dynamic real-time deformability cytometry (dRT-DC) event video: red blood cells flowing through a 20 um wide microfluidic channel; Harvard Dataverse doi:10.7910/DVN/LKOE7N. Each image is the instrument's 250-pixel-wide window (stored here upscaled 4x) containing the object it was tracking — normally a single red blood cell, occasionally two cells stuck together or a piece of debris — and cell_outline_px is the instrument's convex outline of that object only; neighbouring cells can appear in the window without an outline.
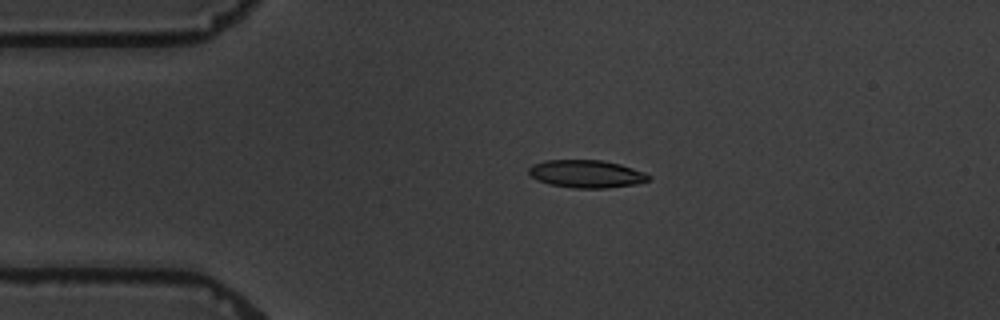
{"species": "common noctule bat (a hibernating species)", "species_latin": "Nyctalus noctula", "temperature_condition": "warm", "stored_images_in_passage": 5, "camera_frame_rate_fps": 3000, "um_per_image_px": 0.085, "animal": {"sex": "male", "body_mass_g": 19.5, "forearm_length_mm": 54.6}, "frame": {"image": 1, "passage_image": 4, "time_ms": 3.333, "image_size_px": [1000, 320], "cell_outline_px": [[652, 176], [648, 180], [636, 184], [608, 188], [572, 188], [548, 184], [536, 180], [528, 172], [528, 168], [532, 164], [544, 160], [604, 160], [620, 164], [644, 172]], "centroid_in_image_um": [49.82, 14.78], "position_along_channel_um": 35.2, "area_um2": 19.54}}